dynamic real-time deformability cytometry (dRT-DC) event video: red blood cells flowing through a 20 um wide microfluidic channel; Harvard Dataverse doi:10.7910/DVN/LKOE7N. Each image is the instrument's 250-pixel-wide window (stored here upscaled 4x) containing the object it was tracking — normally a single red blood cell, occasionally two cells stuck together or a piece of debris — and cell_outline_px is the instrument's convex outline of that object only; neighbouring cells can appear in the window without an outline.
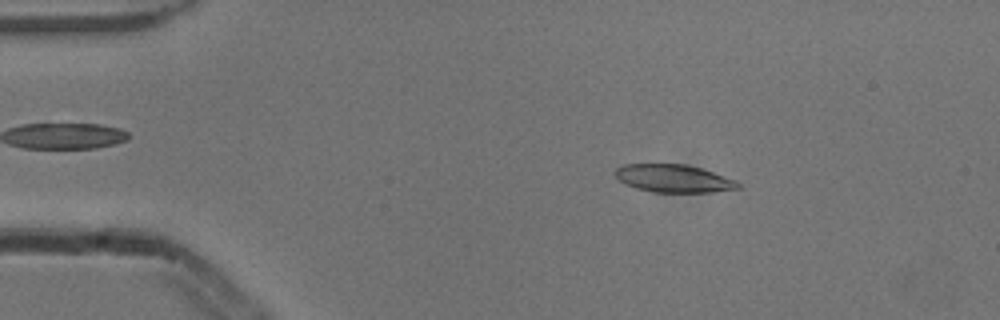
{"species": "common noctule bat (a hibernating species)", "species_latin": "Nyctalus noctula", "temperature_condition": "cold", "stored_images_in_passage": 53, "camera_frame_rate_fps": 3000, "um_per_image_px": 0.085, "animal": {"sex": "male", "body_mass_g": 13.3}, "frame": {"image": 1, "passage_image": 9, "time_ms": 2.667, "image_size_px": [1000, 320], "cell_outline_px": [[740, 188], [712, 192], [656, 192], [636, 188], [624, 184], [616, 176], [616, 168], [624, 164], [684, 164], [700, 168], [736, 180], [740, 184]], "centroid_in_image_um": [57.26, 15.17], "position_along_channel_um": 27.7, "area_um2": 19.71}}
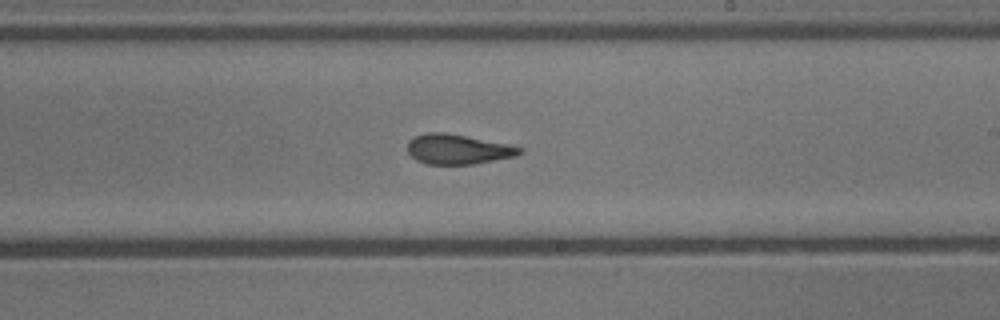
{"frame": {"image": 2, "passage_image": 31, "time_ms": 10.0, "image_size_px": [1000, 320], "cell_outline_px": [[524, 152], [516, 156], [476, 164], [424, 164], [416, 160], [408, 152], [408, 140], [412, 136], [424, 132], [444, 132], [508, 144], [524, 148]], "centroid_in_image_um": [38.91, 12.68], "position_along_channel_um": 250.1, "area_um2": 19.77}}
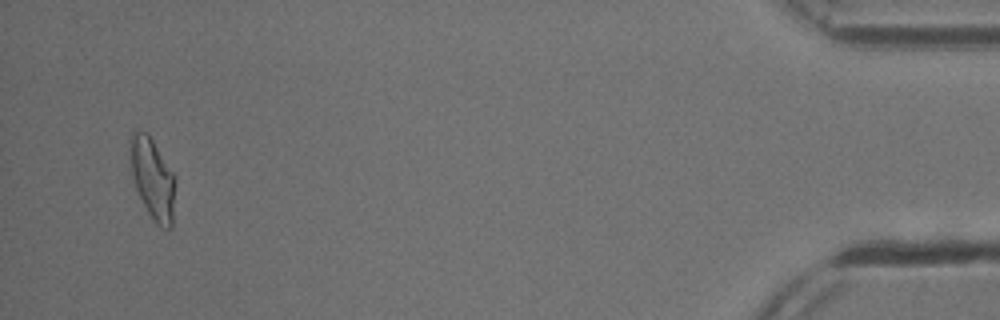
{"frame": {"image": 3, "passage_image": 51, "time_ms": 16.667, "image_size_px": [1000, 320], "cell_outline_px": [[176, 180], [172, 228], [160, 228], [156, 224], [148, 212], [136, 188], [132, 172], [128, 140], [132, 128], [148, 132], [172, 172]], "centroid_in_image_um": [12.96, 15.13], "position_along_channel_um": 422.2, "area_um2": 21.5}, "authors_computed_cell_mechanics": {"area_um2": 20.3456, "velocity_mm_per_s": 3.857, "shape_relaxation_time_tau1_ms": 5.9842, "shape_relaxation_time_tau2_ms": 1.5365, "deformation_change_tau1": 0.1973, "deformation_change_tau2": 0.1006}}